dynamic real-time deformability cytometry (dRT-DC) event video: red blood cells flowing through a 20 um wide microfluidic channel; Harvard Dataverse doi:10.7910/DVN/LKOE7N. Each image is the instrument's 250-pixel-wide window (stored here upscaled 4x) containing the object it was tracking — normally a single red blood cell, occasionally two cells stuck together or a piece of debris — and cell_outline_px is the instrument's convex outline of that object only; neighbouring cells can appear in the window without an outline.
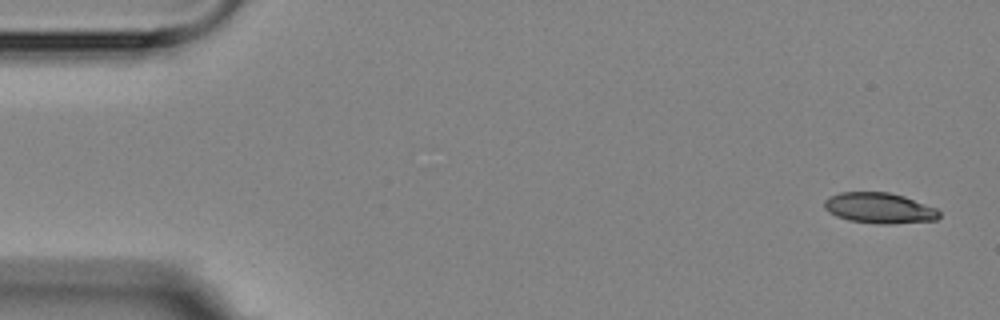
{"species": "Egyptian fruit bat (a non-hibernating species)", "species_latin": "Rousettus aegyptiacus", "temperature_condition": "room temperature", "stored_images_in_passage": 4, "camera_frame_rate_fps": 3000, "um_per_image_px": 0.085, "animal": {"sex": "female"}, "frame": {"image": 1, "passage_image": 1, "time_ms": 0.0, "image_size_px": [1000, 320], "cell_outline_px": [[940, 216], [936, 220], [892, 224], [876, 224], [848, 220], [836, 216], [828, 212], [824, 208], [824, 200], [828, 196], [840, 192], [888, 192], [904, 196], [936, 208], [940, 212]], "centroid_in_image_um": [74.72, 17.69], "position_along_channel_um": 10.3, "area_um2": 20.69}}